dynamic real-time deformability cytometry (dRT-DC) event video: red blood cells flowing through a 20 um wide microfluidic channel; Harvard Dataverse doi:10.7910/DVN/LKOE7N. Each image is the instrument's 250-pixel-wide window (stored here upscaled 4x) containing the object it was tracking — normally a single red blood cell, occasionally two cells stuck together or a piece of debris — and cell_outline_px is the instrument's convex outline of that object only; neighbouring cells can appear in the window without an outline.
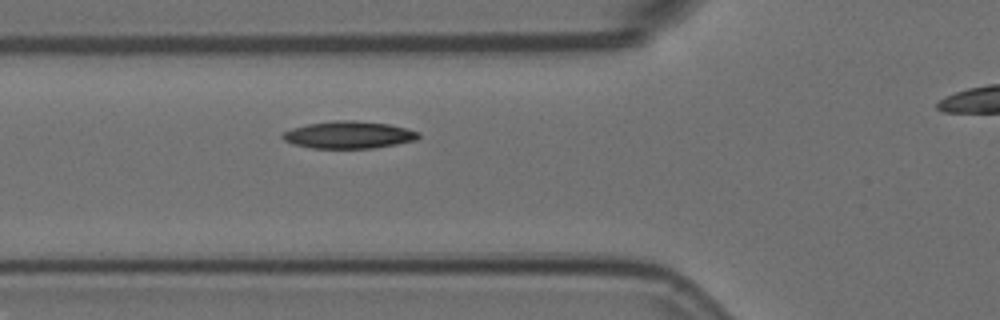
{"species": "Egyptian fruit bat (a non-hibernating species)", "species_latin": "Rousettus aegyptiacus", "temperature_condition": "room temperature", "stored_images_in_passage": 5, "segment_of_instrument_passage": [1, 2], "camera_frame_rate_fps": 3000, "um_per_image_px": 0.085, "animal": {"sex": "female"}, "frame": {"image": 1, "passage_image": 4, "time_ms": 1.0, "image_size_px": [1000, 320], "cell_outline_px": [[420, 136], [416, 140], [396, 144], [372, 148], [312, 148], [292, 144], [284, 140], [280, 136], [280, 132], [292, 128], [308, 124], [332, 120], [356, 120], [388, 124], [420, 132]], "centroid_in_image_um": [29.59, 11.46], "position_along_channel_um": 96.2, "area_um2": 21.68}}